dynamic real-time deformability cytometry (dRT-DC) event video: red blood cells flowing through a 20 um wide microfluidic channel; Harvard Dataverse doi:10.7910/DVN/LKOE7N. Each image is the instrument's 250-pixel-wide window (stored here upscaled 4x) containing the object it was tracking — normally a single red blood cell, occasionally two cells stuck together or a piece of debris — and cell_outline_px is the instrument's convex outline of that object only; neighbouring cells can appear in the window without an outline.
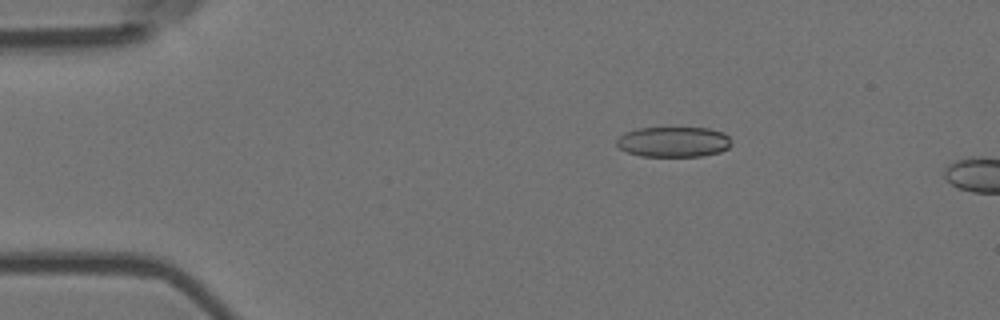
{"species": "Egyptian fruit bat (a non-hibernating species)", "species_latin": "Rousettus aegyptiacus", "temperature_condition": "room temperature", "stored_images_in_passage": 5, "camera_frame_rate_fps": 3000, "um_per_image_px": 0.085, "animal": {"sex": "female"}, "frame": {"image": 1, "passage_image": 3, "time_ms": 0.667, "image_size_px": [1000, 320], "cell_outline_px": [[732, 144], [728, 148], [720, 152], [704, 156], [640, 156], [628, 152], [620, 148], [616, 144], [616, 140], [624, 132], [640, 128], [708, 128], [724, 132], [728, 136]], "centroid_in_image_um": [57.27, 12.06], "position_along_channel_um": 27.7, "area_um2": 20.35}}